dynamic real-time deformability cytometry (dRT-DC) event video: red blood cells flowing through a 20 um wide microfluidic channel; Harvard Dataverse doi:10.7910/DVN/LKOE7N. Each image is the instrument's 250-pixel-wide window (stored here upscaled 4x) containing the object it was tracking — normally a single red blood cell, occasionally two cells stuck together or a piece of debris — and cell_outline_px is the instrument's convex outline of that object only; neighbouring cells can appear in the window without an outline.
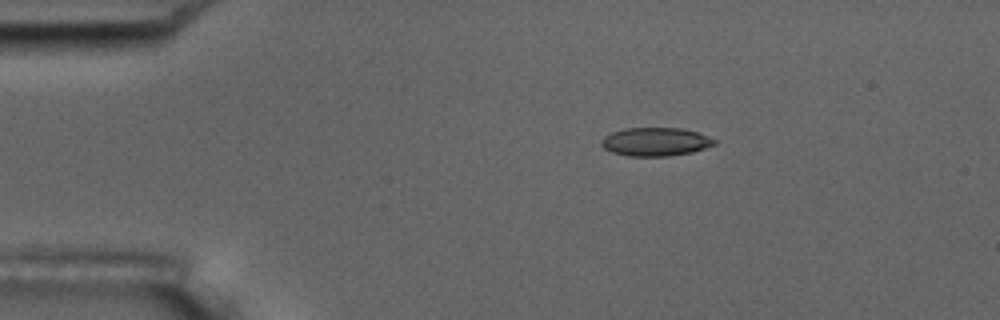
{"species": "common noctule bat (a hibernating species)", "species_latin": "Nyctalus noctula", "temperature_condition": "room temperature", "stored_images_in_passage": 2, "camera_frame_rate_fps": 3000, "um_per_image_px": 0.085, "animal": {"sex": "male", "body_mass_g": 17.5, "forearm_length_mm": 52.3}, "frame": {"image": 1, "passage_image": 2, "time_ms": 1.333, "image_size_px": [1000, 320], "cell_outline_px": [[716, 144], [692, 152], [668, 156], [628, 156], [612, 152], [604, 148], [600, 144], [600, 140], [604, 136], [612, 132], [624, 128], [680, 128], [696, 132], [708, 136], [716, 140]], "centroid_in_image_um": [55.69, 12.05], "position_along_channel_um": 29.3, "area_um2": 18.73}}